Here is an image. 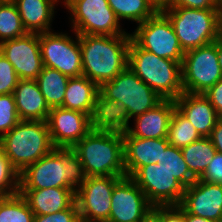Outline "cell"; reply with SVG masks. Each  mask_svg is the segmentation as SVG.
Wrapping results in <instances>:
<instances>
[{
  "label": "cell",
  "mask_w": 222,
  "mask_h": 222,
  "mask_svg": "<svg viewBox=\"0 0 222 222\" xmlns=\"http://www.w3.org/2000/svg\"><path fill=\"white\" fill-rule=\"evenodd\" d=\"M161 163L185 188L196 181L188 169L180 148L169 145L163 151Z\"/></svg>",
  "instance_id": "31"
},
{
  "label": "cell",
  "mask_w": 222,
  "mask_h": 222,
  "mask_svg": "<svg viewBox=\"0 0 222 222\" xmlns=\"http://www.w3.org/2000/svg\"><path fill=\"white\" fill-rule=\"evenodd\" d=\"M128 68L163 99L175 100L184 92L181 63L158 57L140 48L132 39Z\"/></svg>",
  "instance_id": "5"
},
{
  "label": "cell",
  "mask_w": 222,
  "mask_h": 222,
  "mask_svg": "<svg viewBox=\"0 0 222 222\" xmlns=\"http://www.w3.org/2000/svg\"><path fill=\"white\" fill-rule=\"evenodd\" d=\"M219 6H222V0H218Z\"/></svg>",
  "instance_id": "46"
},
{
  "label": "cell",
  "mask_w": 222,
  "mask_h": 222,
  "mask_svg": "<svg viewBox=\"0 0 222 222\" xmlns=\"http://www.w3.org/2000/svg\"><path fill=\"white\" fill-rule=\"evenodd\" d=\"M54 148L47 121L21 120L0 138V150L19 173Z\"/></svg>",
  "instance_id": "6"
},
{
  "label": "cell",
  "mask_w": 222,
  "mask_h": 222,
  "mask_svg": "<svg viewBox=\"0 0 222 222\" xmlns=\"http://www.w3.org/2000/svg\"><path fill=\"white\" fill-rule=\"evenodd\" d=\"M219 36L222 38V6H219Z\"/></svg>",
  "instance_id": "44"
},
{
  "label": "cell",
  "mask_w": 222,
  "mask_h": 222,
  "mask_svg": "<svg viewBox=\"0 0 222 222\" xmlns=\"http://www.w3.org/2000/svg\"><path fill=\"white\" fill-rule=\"evenodd\" d=\"M47 124L55 148H73L97 125L88 114L63 107L51 108Z\"/></svg>",
  "instance_id": "14"
},
{
  "label": "cell",
  "mask_w": 222,
  "mask_h": 222,
  "mask_svg": "<svg viewBox=\"0 0 222 222\" xmlns=\"http://www.w3.org/2000/svg\"><path fill=\"white\" fill-rule=\"evenodd\" d=\"M33 222H81L76 202L68 209L47 215H35Z\"/></svg>",
  "instance_id": "35"
},
{
  "label": "cell",
  "mask_w": 222,
  "mask_h": 222,
  "mask_svg": "<svg viewBox=\"0 0 222 222\" xmlns=\"http://www.w3.org/2000/svg\"><path fill=\"white\" fill-rule=\"evenodd\" d=\"M34 215H47L70 208L76 201L71 188L19 189Z\"/></svg>",
  "instance_id": "22"
},
{
  "label": "cell",
  "mask_w": 222,
  "mask_h": 222,
  "mask_svg": "<svg viewBox=\"0 0 222 222\" xmlns=\"http://www.w3.org/2000/svg\"><path fill=\"white\" fill-rule=\"evenodd\" d=\"M131 34L79 35L83 75L98 87L128 67Z\"/></svg>",
  "instance_id": "3"
},
{
  "label": "cell",
  "mask_w": 222,
  "mask_h": 222,
  "mask_svg": "<svg viewBox=\"0 0 222 222\" xmlns=\"http://www.w3.org/2000/svg\"><path fill=\"white\" fill-rule=\"evenodd\" d=\"M0 53L12 64L20 80H36L42 71L39 33L2 42Z\"/></svg>",
  "instance_id": "15"
},
{
  "label": "cell",
  "mask_w": 222,
  "mask_h": 222,
  "mask_svg": "<svg viewBox=\"0 0 222 222\" xmlns=\"http://www.w3.org/2000/svg\"><path fill=\"white\" fill-rule=\"evenodd\" d=\"M181 151L190 173L196 179L204 174L208 164L217 152L209 137H202L181 148Z\"/></svg>",
  "instance_id": "26"
},
{
  "label": "cell",
  "mask_w": 222,
  "mask_h": 222,
  "mask_svg": "<svg viewBox=\"0 0 222 222\" xmlns=\"http://www.w3.org/2000/svg\"><path fill=\"white\" fill-rule=\"evenodd\" d=\"M74 34L75 41L68 33H39L43 66L56 69L69 78L83 75L79 35Z\"/></svg>",
  "instance_id": "11"
},
{
  "label": "cell",
  "mask_w": 222,
  "mask_h": 222,
  "mask_svg": "<svg viewBox=\"0 0 222 222\" xmlns=\"http://www.w3.org/2000/svg\"><path fill=\"white\" fill-rule=\"evenodd\" d=\"M131 38L140 48L182 64L185 52L171 21L161 10L143 23L137 24Z\"/></svg>",
  "instance_id": "10"
},
{
  "label": "cell",
  "mask_w": 222,
  "mask_h": 222,
  "mask_svg": "<svg viewBox=\"0 0 222 222\" xmlns=\"http://www.w3.org/2000/svg\"><path fill=\"white\" fill-rule=\"evenodd\" d=\"M176 109L175 101L164 99L153 109L134 118V127L127 124L122 128L123 137L144 139L167 138L170 120Z\"/></svg>",
  "instance_id": "18"
},
{
  "label": "cell",
  "mask_w": 222,
  "mask_h": 222,
  "mask_svg": "<svg viewBox=\"0 0 222 222\" xmlns=\"http://www.w3.org/2000/svg\"><path fill=\"white\" fill-rule=\"evenodd\" d=\"M19 193V172L0 150V196Z\"/></svg>",
  "instance_id": "32"
},
{
  "label": "cell",
  "mask_w": 222,
  "mask_h": 222,
  "mask_svg": "<svg viewBox=\"0 0 222 222\" xmlns=\"http://www.w3.org/2000/svg\"><path fill=\"white\" fill-rule=\"evenodd\" d=\"M28 33L52 31L51 23L59 0H14Z\"/></svg>",
  "instance_id": "24"
},
{
  "label": "cell",
  "mask_w": 222,
  "mask_h": 222,
  "mask_svg": "<svg viewBox=\"0 0 222 222\" xmlns=\"http://www.w3.org/2000/svg\"><path fill=\"white\" fill-rule=\"evenodd\" d=\"M86 177H125L123 130L113 124L98 123L73 148Z\"/></svg>",
  "instance_id": "2"
},
{
  "label": "cell",
  "mask_w": 222,
  "mask_h": 222,
  "mask_svg": "<svg viewBox=\"0 0 222 222\" xmlns=\"http://www.w3.org/2000/svg\"><path fill=\"white\" fill-rule=\"evenodd\" d=\"M180 206L189 214L222 222V184L196 179L185 188Z\"/></svg>",
  "instance_id": "17"
},
{
  "label": "cell",
  "mask_w": 222,
  "mask_h": 222,
  "mask_svg": "<svg viewBox=\"0 0 222 222\" xmlns=\"http://www.w3.org/2000/svg\"><path fill=\"white\" fill-rule=\"evenodd\" d=\"M131 178L152 206L180 205L185 187L162 163L142 166Z\"/></svg>",
  "instance_id": "12"
},
{
  "label": "cell",
  "mask_w": 222,
  "mask_h": 222,
  "mask_svg": "<svg viewBox=\"0 0 222 222\" xmlns=\"http://www.w3.org/2000/svg\"><path fill=\"white\" fill-rule=\"evenodd\" d=\"M157 6H159V8H161L164 5H167V3L169 2V0H153Z\"/></svg>",
  "instance_id": "45"
},
{
  "label": "cell",
  "mask_w": 222,
  "mask_h": 222,
  "mask_svg": "<svg viewBox=\"0 0 222 222\" xmlns=\"http://www.w3.org/2000/svg\"><path fill=\"white\" fill-rule=\"evenodd\" d=\"M199 180L207 183L222 184V154L216 152Z\"/></svg>",
  "instance_id": "36"
},
{
  "label": "cell",
  "mask_w": 222,
  "mask_h": 222,
  "mask_svg": "<svg viewBox=\"0 0 222 222\" xmlns=\"http://www.w3.org/2000/svg\"><path fill=\"white\" fill-rule=\"evenodd\" d=\"M184 52L213 43L219 36V9H192L164 5Z\"/></svg>",
  "instance_id": "7"
},
{
  "label": "cell",
  "mask_w": 222,
  "mask_h": 222,
  "mask_svg": "<svg viewBox=\"0 0 222 222\" xmlns=\"http://www.w3.org/2000/svg\"><path fill=\"white\" fill-rule=\"evenodd\" d=\"M85 174L72 148H54L19 173V189L71 188L83 184Z\"/></svg>",
  "instance_id": "4"
},
{
  "label": "cell",
  "mask_w": 222,
  "mask_h": 222,
  "mask_svg": "<svg viewBox=\"0 0 222 222\" xmlns=\"http://www.w3.org/2000/svg\"><path fill=\"white\" fill-rule=\"evenodd\" d=\"M201 138L202 136L190 121L175 109L168 127L167 140L169 144L181 149Z\"/></svg>",
  "instance_id": "30"
},
{
  "label": "cell",
  "mask_w": 222,
  "mask_h": 222,
  "mask_svg": "<svg viewBox=\"0 0 222 222\" xmlns=\"http://www.w3.org/2000/svg\"><path fill=\"white\" fill-rule=\"evenodd\" d=\"M176 109L195 127L202 137H209L220 116L204 94L183 92L174 100Z\"/></svg>",
  "instance_id": "21"
},
{
  "label": "cell",
  "mask_w": 222,
  "mask_h": 222,
  "mask_svg": "<svg viewBox=\"0 0 222 222\" xmlns=\"http://www.w3.org/2000/svg\"><path fill=\"white\" fill-rule=\"evenodd\" d=\"M19 80L12 64L0 53V95L13 94Z\"/></svg>",
  "instance_id": "34"
},
{
  "label": "cell",
  "mask_w": 222,
  "mask_h": 222,
  "mask_svg": "<svg viewBox=\"0 0 222 222\" xmlns=\"http://www.w3.org/2000/svg\"><path fill=\"white\" fill-rule=\"evenodd\" d=\"M78 35L115 36L126 33L108 0H63Z\"/></svg>",
  "instance_id": "8"
},
{
  "label": "cell",
  "mask_w": 222,
  "mask_h": 222,
  "mask_svg": "<svg viewBox=\"0 0 222 222\" xmlns=\"http://www.w3.org/2000/svg\"><path fill=\"white\" fill-rule=\"evenodd\" d=\"M204 96L210 101L220 118H222V78L209 88L204 93Z\"/></svg>",
  "instance_id": "39"
},
{
  "label": "cell",
  "mask_w": 222,
  "mask_h": 222,
  "mask_svg": "<svg viewBox=\"0 0 222 222\" xmlns=\"http://www.w3.org/2000/svg\"><path fill=\"white\" fill-rule=\"evenodd\" d=\"M122 177H85L76 190V204L81 222H107L111 210L114 185Z\"/></svg>",
  "instance_id": "13"
},
{
  "label": "cell",
  "mask_w": 222,
  "mask_h": 222,
  "mask_svg": "<svg viewBox=\"0 0 222 222\" xmlns=\"http://www.w3.org/2000/svg\"><path fill=\"white\" fill-rule=\"evenodd\" d=\"M216 50L219 60V66L222 72V38L220 36H218V38L216 39Z\"/></svg>",
  "instance_id": "43"
},
{
  "label": "cell",
  "mask_w": 222,
  "mask_h": 222,
  "mask_svg": "<svg viewBox=\"0 0 222 222\" xmlns=\"http://www.w3.org/2000/svg\"><path fill=\"white\" fill-rule=\"evenodd\" d=\"M169 145L167 138L123 137L126 176L131 177L142 166L161 163L163 151Z\"/></svg>",
  "instance_id": "19"
},
{
  "label": "cell",
  "mask_w": 222,
  "mask_h": 222,
  "mask_svg": "<svg viewBox=\"0 0 222 222\" xmlns=\"http://www.w3.org/2000/svg\"><path fill=\"white\" fill-rule=\"evenodd\" d=\"M160 222H185V210L180 205L160 206Z\"/></svg>",
  "instance_id": "38"
},
{
  "label": "cell",
  "mask_w": 222,
  "mask_h": 222,
  "mask_svg": "<svg viewBox=\"0 0 222 222\" xmlns=\"http://www.w3.org/2000/svg\"><path fill=\"white\" fill-rule=\"evenodd\" d=\"M68 80L69 77L60 71L43 66L36 81L50 108L63 105Z\"/></svg>",
  "instance_id": "25"
},
{
  "label": "cell",
  "mask_w": 222,
  "mask_h": 222,
  "mask_svg": "<svg viewBox=\"0 0 222 222\" xmlns=\"http://www.w3.org/2000/svg\"><path fill=\"white\" fill-rule=\"evenodd\" d=\"M167 6H180L192 9H219L218 0H169Z\"/></svg>",
  "instance_id": "37"
},
{
  "label": "cell",
  "mask_w": 222,
  "mask_h": 222,
  "mask_svg": "<svg viewBox=\"0 0 222 222\" xmlns=\"http://www.w3.org/2000/svg\"><path fill=\"white\" fill-rule=\"evenodd\" d=\"M61 107L83 112L88 114L97 124L102 123L99 87L84 75L69 78Z\"/></svg>",
  "instance_id": "20"
},
{
  "label": "cell",
  "mask_w": 222,
  "mask_h": 222,
  "mask_svg": "<svg viewBox=\"0 0 222 222\" xmlns=\"http://www.w3.org/2000/svg\"><path fill=\"white\" fill-rule=\"evenodd\" d=\"M20 121L16 110L14 94L0 95V138Z\"/></svg>",
  "instance_id": "33"
},
{
  "label": "cell",
  "mask_w": 222,
  "mask_h": 222,
  "mask_svg": "<svg viewBox=\"0 0 222 222\" xmlns=\"http://www.w3.org/2000/svg\"><path fill=\"white\" fill-rule=\"evenodd\" d=\"M152 205L134 180L122 177L113 188L107 222H139Z\"/></svg>",
  "instance_id": "16"
},
{
  "label": "cell",
  "mask_w": 222,
  "mask_h": 222,
  "mask_svg": "<svg viewBox=\"0 0 222 222\" xmlns=\"http://www.w3.org/2000/svg\"><path fill=\"white\" fill-rule=\"evenodd\" d=\"M139 222H160V206H152Z\"/></svg>",
  "instance_id": "41"
},
{
  "label": "cell",
  "mask_w": 222,
  "mask_h": 222,
  "mask_svg": "<svg viewBox=\"0 0 222 222\" xmlns=\"http://www.w3.org/2000/svg\"><path fill=\"white\" fill-rule=\"evenodd\" d=\"M13 94L20 120L47 121L51 108L36 80H19Z\"/></svg>",
  "instance_id": "23"
},
{
  "label": "cell",
  "mask_w": 222,
  "mask_h": 222,
  "mask_svg": "<svg viewBox=\"0 0 222 222\" xmlns=\"http://www.w3.org/2000/svg\"><path fill=\"white\" fill-rule=\"evenodd\" d=\"M185 222H216V221L199 217V216H195L185 211Z\"/></svg>",
  "instance_id": "42"
},
{
  "label": "cell",
  "mask_w": 222,
  "mask_h": 222,
  "mask_svg": "<svg viewBox=\"0 0 222 222\" xmlns=\"http://www.w3.org/2000/svg\"><path fill=\"white\" fill-rule=\"evenodd\" d=\"M164 99L128 67L99 87L102 122L123 128Z\"/></svg>",
  "instance_id": "1"
},
{
  "label": "cell",
  "mask_w": 222,
  "mask_h": 222,
  "mask_svg": "<svg viewBox=\"0 0 222 222\" xmlns=\"http://www.w3.org/2000/svg\"><path fill=\"white\" fill-rule=\"evenodd\" d=\"M216 151L222 154V118H220L209 136Z\"/></svg>",
  "instance_id": "40"
},
{
  "label": "cell",
  "mask_w": 222,
  "mask_h": 222,
  "mask_svg": "<svg viewBox=\"0 0 222 222\" xmlns=\"http://www.w3.org/2000/svg\"><path fill=\"white\" fill-rule=\"evenodd\" d=\"M108 4L119 21L127 19L138 24L153 17L160 10L153 0H108Z\"/></svg>",
  "instance_id": "27"
},
{
  "label": "cell",
  "mask_w": 222,
  "mask_h": 222,
  "mask_svg": "<svg viewBox=\"0 0 222 222\" xmlns=\"http://www.w3.org/2000/svg\"><path fill=\"white\" fill-rule=\"evenodd\" d=\"M34 216L20 193L0 196V222H33Z\"/></svg>",
  "instance_id": "28"
},
{
  "label": "cell",
  "mask_w": 222,
  "mask_h": 222,
  "mask_svg": "<svg viewBox=\"0 0 222 222\" xmlns=\"http://www.w3.org/2000/svg\"><path fill=\"white\" fill-rule=\"evenodd\" d=\"M182 86L186 93L204 94L221 78L216 40L205 46L186 51L181 64Z\"/></svg>",
  "instance_id": "9"
},
{
  "label": "cell",
  "mask_w": 222,
  "mask_h": 222,
  "mask_svg": "<svg viewBox=\"0 0 222 222\" xmlns=\"http://www.w3.org/2000/svg\"><path fill=\"white\" fill-rule=\"evenodd\" d=\"M27 33L15 3L0 0V44Z\"/></svg>",
  "instance_id": "29"
}]
</instances>
